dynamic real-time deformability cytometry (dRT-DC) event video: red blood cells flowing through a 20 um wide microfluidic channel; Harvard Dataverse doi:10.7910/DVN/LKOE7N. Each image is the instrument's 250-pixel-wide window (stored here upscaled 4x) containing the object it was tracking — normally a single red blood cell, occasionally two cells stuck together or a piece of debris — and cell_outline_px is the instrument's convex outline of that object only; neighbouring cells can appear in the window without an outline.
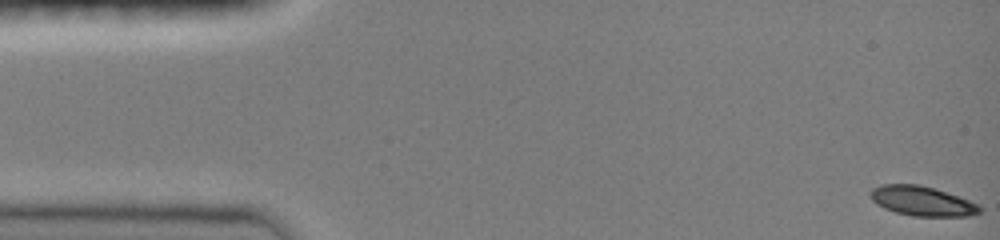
{"species": "common noctule bat (a hibernating species)", "species_latin": "Nyctalus noctula", "temperature_condition": "room temperature", "stored_images_in_passage": 7, "camera_frame_rate_fps": 3000, "um_per_image_px": 0.085, "animal": {"sex": "female", "body_mass_g": 19.0, "forearm_length_mm": 51.5}, "frame": {"image": 1, "passage_image": 1, "time_ms": 0.0, "image_size_px": [1000, 240], "cell_outline_px": [[980, 212], [968, 216], [912, 216], [896, 212], [884, 208], [876, 204], [872, 200], [872, 188], [880, 184], [916, 184], [932, 188], [968, 200], [976, 204], [980, 208]], "centroid_in_image_um": [78.33, 17.09], "position_along_channel_um": 6.7, "area_um2": 18.44}}
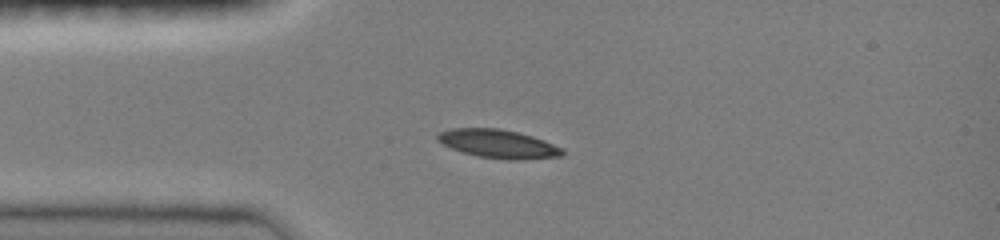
{"frame": {"image": 2, "passage_image": 6, "time_ms": 1.667, "image_size_px": [1000, 240], "cell_outline_px": [[564, 156], [516, 160], [508, 160], [476, 156], [452, 148], [436, 140], [436, 136], [440, 132], [452, 128], [500, 128], [520, 132], [544, 140], [564, 148]], "centroid_in_image_um": [42.39, 12.22], "position_along_channel_um": 42.6, "area_um2": 20.87}}